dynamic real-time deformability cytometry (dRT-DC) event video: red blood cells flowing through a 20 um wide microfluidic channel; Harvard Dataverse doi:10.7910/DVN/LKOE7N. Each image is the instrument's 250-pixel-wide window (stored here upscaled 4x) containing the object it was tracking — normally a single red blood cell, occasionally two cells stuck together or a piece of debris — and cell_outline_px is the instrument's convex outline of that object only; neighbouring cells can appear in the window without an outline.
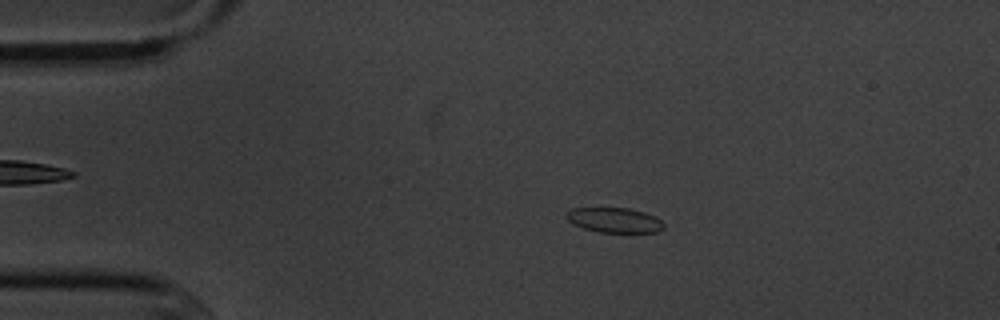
{"species": "common noctule bat (a hibernating species)", "species_latin": "Nyctalus noctula", "temperature_condition": "cold", "stored_images_in_passage": 5, "camera_frame_rate_fps": 3000, "um_per_image_px": 0.085, "animal": {"sex": "male", "body_mass_g": 20.1, "forearm_length_mm": 53.5}, "frame": {"image": 1, "passage_image": 3, "time_ms": 2.333, "image_size_px": [1000, 320], "cell_outline_px": [[664, 228], [656, 232], [600, 232], [584, 228], [568, 220], [564, 216], [564, 212], [572, 208], [628, 208], [644, 212], [656, 216], [664, 224]], "centroid_in_image_um": [52.22, 18.7], "position_along_channel_um": 32.8, "area_um2": 14.1}}
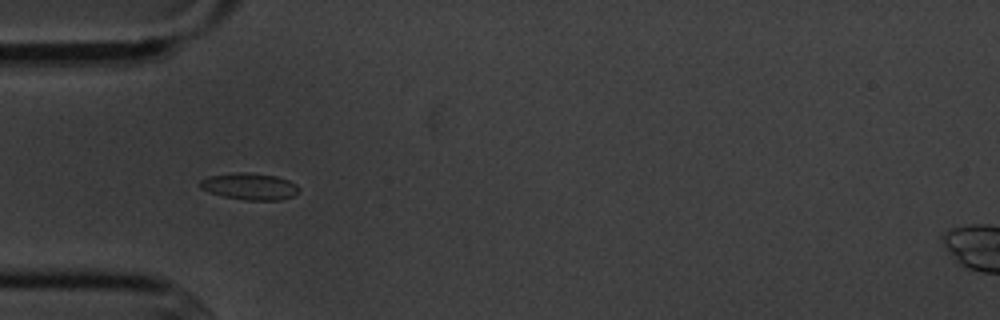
{"frame": {"image": 2, "passage_image": 4, "time_ms": 4.333, "image_size_px": [1000, 320], "cell_outline_px": [[300, 192], [292, 196], [280, 200], [244, 200], [224, 196], [208, 192], [200, 188], [200, 180], [208, 176], [236, 172], [248, 172], [276, 176], [288, 180], [296, 184], [300, 188]], "centroid_in_image_um": [21.23, 15.84], "position_along_channel_um": 63.8, "area_um2": 15.49}}
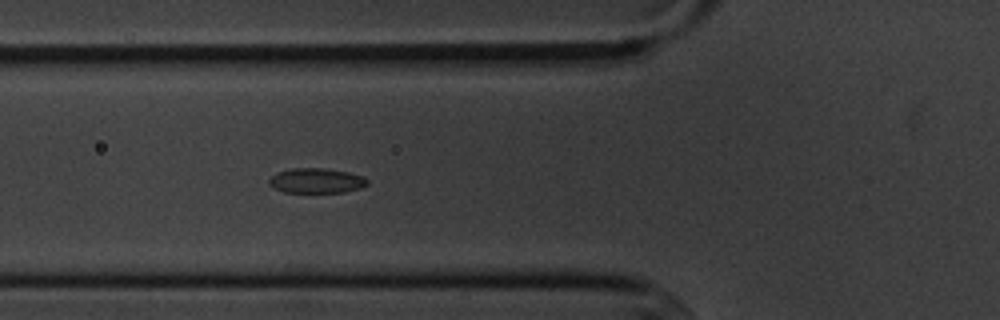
{"frame": {"image": 3, "passage_image": 5, "time_ms": 5.333, "image_size_px": [1000, 320], "cell_outline_px": [[368, 184], [360, 188], [344, 192], [284, 192], [272, 188], [268, 184], [268, 180], [276, 172], [292, 168], [324, 168], [348, 172], [364, 176], [368, 180]], "centroid_in_image_um": [26.87, 15.35], "position_along_channel_um": 98.9, "area_um2": 14.39}}